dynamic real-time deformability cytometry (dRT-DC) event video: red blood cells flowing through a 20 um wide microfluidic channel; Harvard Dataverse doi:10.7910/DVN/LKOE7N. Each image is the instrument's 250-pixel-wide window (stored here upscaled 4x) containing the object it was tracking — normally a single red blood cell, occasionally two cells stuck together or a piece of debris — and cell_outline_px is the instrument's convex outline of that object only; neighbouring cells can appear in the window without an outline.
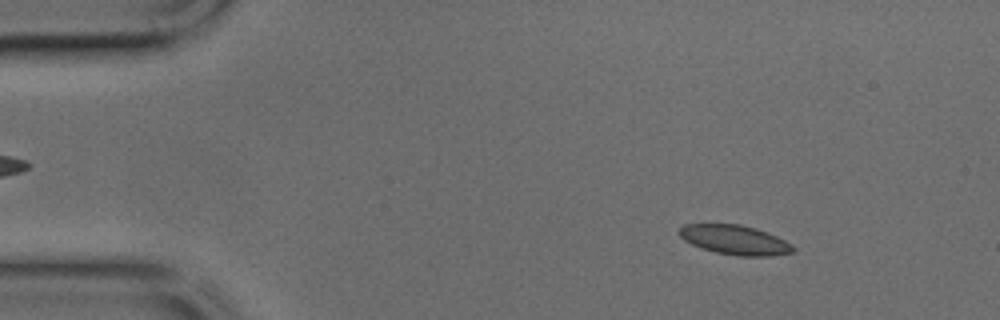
{"species": "common noctule bat (a hibernating species)", "species_latin": "Nyctalus noctula", "temperature_condition": "cold", "stored_images_in_passage": 44, "camera_frame_rate_fps": 3000, "um_per_image_px": 0.085, "animal": {"sex": "male", "body_mass_g": 17.9, "forearm_length_mm": 54.2}, "frame": {"image": 1, "passage_image": 5, "time_ms": 1.333, "image_size_px": [1000, 320], "cell_outline_px": [[796, 248], [792, 252], [772, 256], [740, 256], [716, 252], [692, 244], [684, 240], [680, 236], [680, 228], [684, 224], [740, 224], [756, 228], [776, 236], [792, 244]], "centroid_in_image_um": [62.49, 20.39], "position_along_channel_um": 22.5, "area_um2": 19.36}}
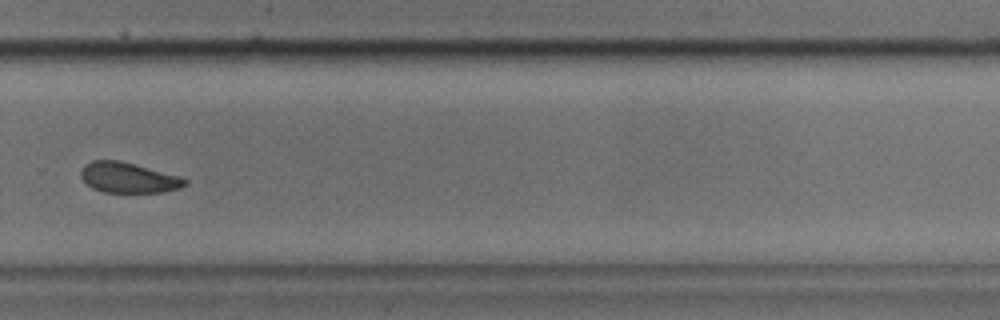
{"frame": {"image": 2, "passage_image": 30, "time_ms": 9.667, "image_size_px": [1000, 320], "cell_outline_px": [[188, 184], [180, 188], [164, 192], [104, 192], [92, 188], [80, 176], [80, 172], [84, 164], [92, 160], [120, 160], [176, 176], [188, 180]], "centroid_in_image_um": [10.87, 15.1], "position_along_channel_um": 318.9, "area_um2": 18.21}}
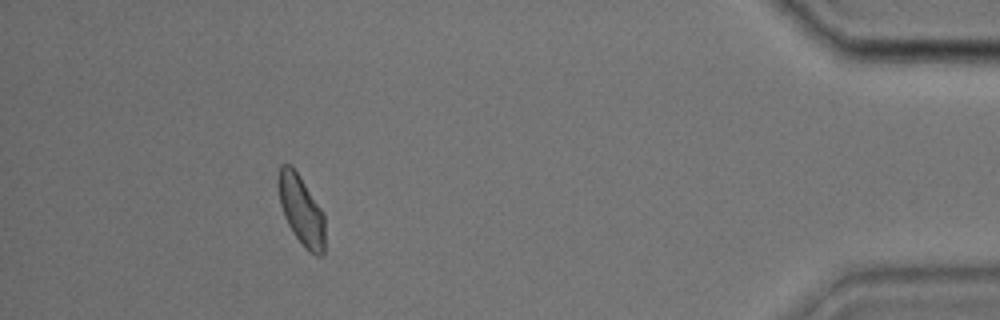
{"frame": {"image": 3, "passage_image": 40, "time_ms": 13.0, "image_size_px": [1000, 320], "cell_outline_px": [[324, 252], [320, 256], [316, 256], [308, 252], [304, 248], [288, 224], [284, 216], [280, 204], [276, 184], [276, 176], [280, 164], [292, 164], [324, 212]], "centroid_in_image_um": [25.58, 17.82], "position_along_channel_um": 409.6, "area_um2": 19.36}}